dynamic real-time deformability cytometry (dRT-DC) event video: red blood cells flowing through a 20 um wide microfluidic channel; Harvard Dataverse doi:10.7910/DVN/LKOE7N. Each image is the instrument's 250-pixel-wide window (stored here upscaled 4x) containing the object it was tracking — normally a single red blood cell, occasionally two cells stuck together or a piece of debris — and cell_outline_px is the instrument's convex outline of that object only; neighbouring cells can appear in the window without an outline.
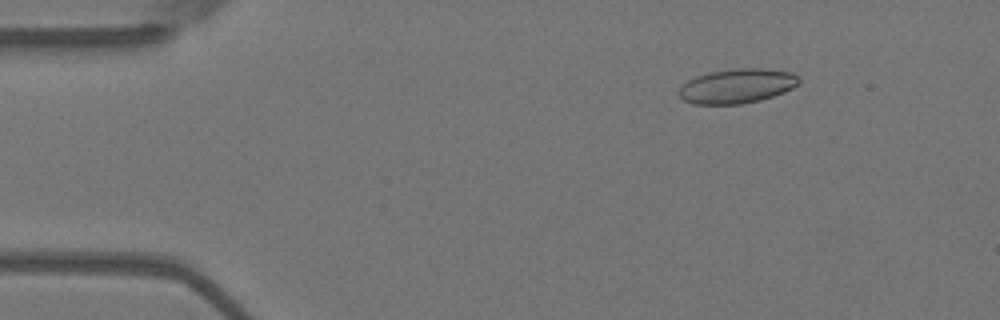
{"species": "Egyptian fruit bat (a non-hibernating species)", "species_latin": "Rousettus aegyptiacus", "temperature_condition": "warm", "stored_images_in_passage": 56, "camera_frame_rate_fps": 3000, "um_per_image_px": 0.085, "animal": {"sex": "female"}, "frame": {"image": 1, "passage_image": 8, "time_ms": 2.333, "image_size_px": [1000, 320], "cell_outline_px": [[800, 80], [792, 88], [784, 92], [760, 100], [740, 104], [692, 104], [684, 100], [680, 96], [680, 88], [688, 80], [696, 76], [708, 72], [732, 68], [764, 68], [792, 72], [800, 76]], "centroid_in_image_um": [62.66, 7.3], "position_along_channel_um": 22.3, "area_um2": 24.16}}
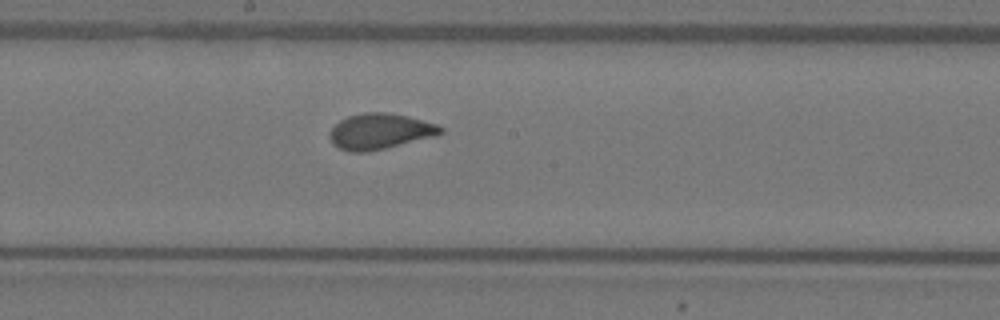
{"frame": {"image": 2, "passage_image": 30, "time_ms": 9.667, "image_size_px": [1000, 320], "cell_outline_px": [[444, 132], [436, 136], [384, 148], [364, 152], [348, 152], [332, 144], [328, 136], [328, 132], [340, 120], [348, 116], [364, 112], [388, 112], [408, 116], [436, 124], [444, 128]], "centroid_in_image_um": [32.28, 11.16], "position_along_channel_um": 215.9, "area_um2": 23.12}}
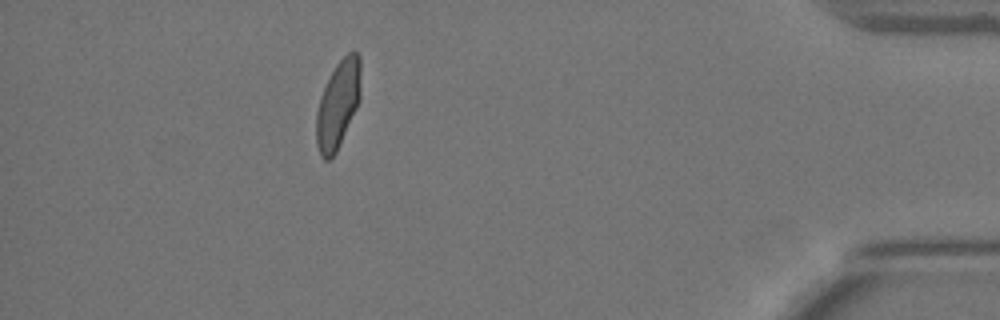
{"frame": {"image": 3, "passage_image": 50, "time_ms": 16.333, "image_size_px": [1000, 320], "cell_outline_px": [[360, 100], [336, 152], [328, 160], [324, 160], [320, 156], [316, 144], [316, 112], [320, 96], [336, 64], [348, 52], [356, 52], [360, 56]], "centroid_in_image_um": [28.72, 8.89], "position_along_channel_um": 406.5, "area_um2": 22.54}, "authors_computed_cell_mechanics": {"area_um2": 23.0333, "velocity_mm_per_s": 3.6513, "shape_relaxation_time_tau1_ms": 4.9095, "shape_relaxation_time_tau2_ms": null, "deformation_change_tau1": 0.1464, "deformation_change_tau2": null}}